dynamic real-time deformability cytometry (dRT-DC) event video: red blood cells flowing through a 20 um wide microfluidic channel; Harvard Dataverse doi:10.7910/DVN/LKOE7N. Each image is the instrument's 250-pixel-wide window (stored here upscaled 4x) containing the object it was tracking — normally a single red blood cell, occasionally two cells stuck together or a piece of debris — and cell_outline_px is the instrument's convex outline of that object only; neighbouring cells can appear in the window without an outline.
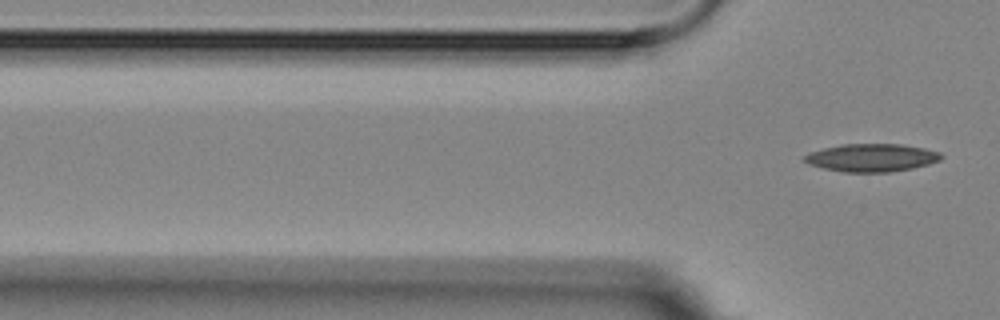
{"species": "Egyptian fruit bat (a non-hibernating species)", "species_latin": "Rousettus aegyptiacus", "temperature_condition": "room temperature", "stored_images_in_passage": 6, "segment_of_instrument_passage": [2, 2], "camera_frame_rate_fps": 3000, "um_per_image_px": 0.085, "animal": {"sex": "female"}, "frame": {"image": 1, "passage_image": 6, "time_ms": 5.667, "image_size_px": [1000, 320], "cell_outline_px": [[944, 156], [940, 160], [928, 164], [912, 168], [888, 172], [844, 172], [824, 168], [812, 164], [804, 160], [804, 156], [812, 152], [824, 148], [844, 144], [900, 144], [924, 148], [940, 152]], "centroid_in_image_um": [74.15, 13.4], "position_along_channel_um": 51.7, "area_um2": 21.91}}